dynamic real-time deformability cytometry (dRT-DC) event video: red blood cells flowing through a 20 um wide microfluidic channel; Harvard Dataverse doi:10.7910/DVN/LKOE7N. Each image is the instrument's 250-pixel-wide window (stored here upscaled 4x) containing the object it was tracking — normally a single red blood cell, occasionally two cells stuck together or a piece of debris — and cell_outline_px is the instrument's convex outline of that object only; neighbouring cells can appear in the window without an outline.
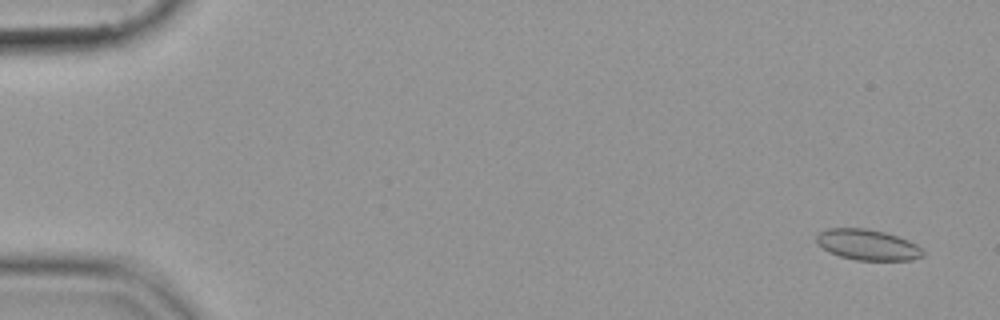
{"species": "common noctule bat (a hibernating species)", "species_latin": "Nyctalus noctula", "temperature_condition": "cold", "stored_images_in_passage": 55, "camera_frame_rate_fps": 3000, "um_per_image_px": 0.085, "animal": {"sex": "female", "body_mass_g": 19.9}, "frame": {"image": 1, "passage_image": 3, "time_ms": 0.667, "image_size_px": [1000, 320], "cell_outline_px": [[924, 256], [912, 260], [856, 260], [840, 256], [828, 252], [816, 240], [816, 236], [820, 232], [828, 228], [864, 228], [884, 232], [908, 240], [916, 244], [924, 252]], "centroid_in_image_um": [73.76, 20.81], "position_along_channel_um": 11.2, "area_um2": 18.9}}
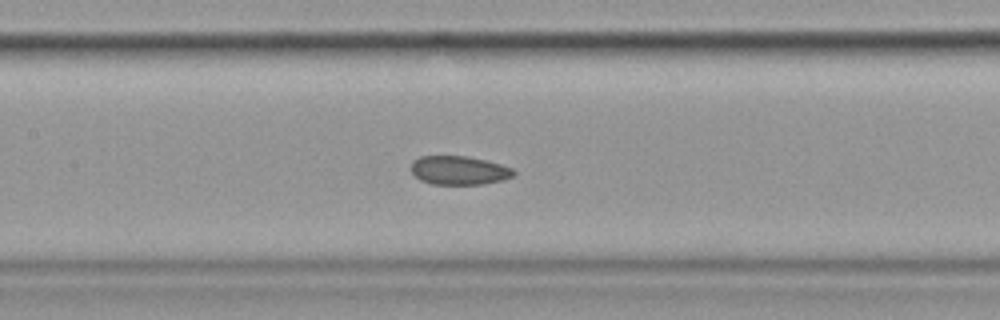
{"frame": {"image": 2, "passage_image": 27, "time_ms": 8.667, "image_size_px": [1000, 320], "cell_outline_px": [[516, 172], [512, 176], [504, 180], [484, 184], [432, 184], [420, 180], [412, 172], [412, 160], [420, 156], [468, 156], [500, 164], [512, 168]], "centroid_in_image_um": [39.02, 14.48], "position_along_channel_um": 168.4, "area_um2": 17.17}}
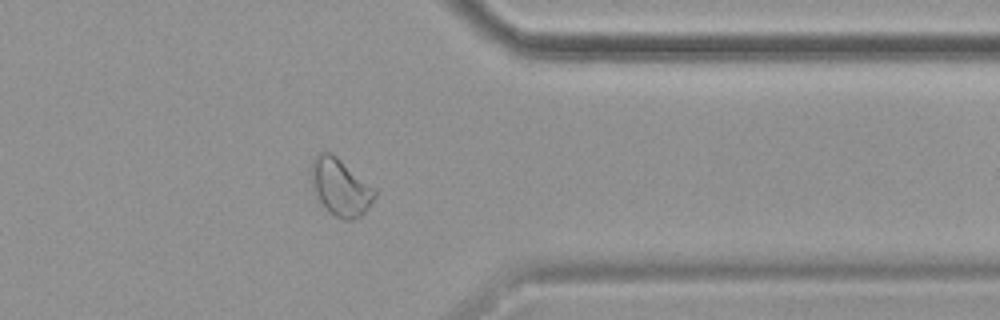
{"frame": {"image": 3, "passage_image": 45, "time_ms": 14.667, "image_size_px": [1000, 320], "cell_outline_px": [[376, 196], [368, 208], [360, 216], [352, 220], [344, 220], [328, 212], [320, 200], [312, 184], [312, 156], [320, 152], [332, 152], [376, 188]], "centroid_in_image_um": [28.96, 15.89], "position_along_channel_um": 382.4, "area_um2": 21.1}}